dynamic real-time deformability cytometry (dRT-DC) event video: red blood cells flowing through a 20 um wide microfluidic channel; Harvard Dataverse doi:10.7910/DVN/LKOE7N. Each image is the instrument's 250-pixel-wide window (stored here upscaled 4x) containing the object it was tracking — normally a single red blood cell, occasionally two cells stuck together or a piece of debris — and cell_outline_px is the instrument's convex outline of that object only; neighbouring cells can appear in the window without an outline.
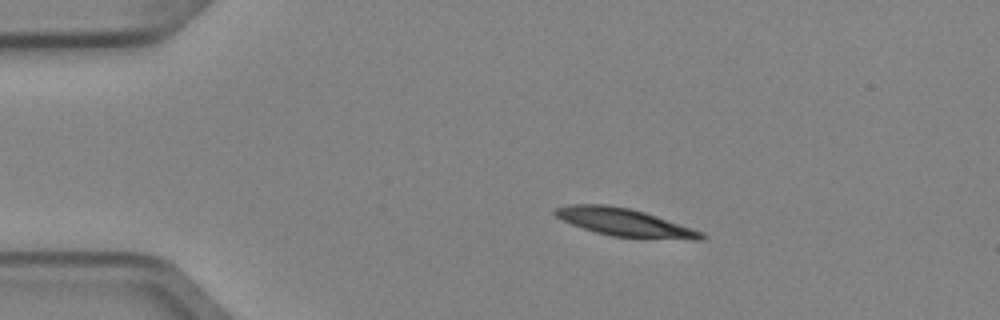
{"species": "Egyptian fruit bat (a non-hibernating species)", "species_latin": "Rousettus aegyptiacus", "temperature_condition": "cold", "stored_images_in_passage": 4, "camera_frame_rate_fps": 3000, "um_per_image_px": 0.085, "animal": {"sex": "female"}, "frame": {"image": 1, "passage_image": 2, "time_ms": 0.333, "image_size_px": [1000, 320], "cell_outline_px": [[708, 236], [704, 240], [692, 240], [612, 236], [596, 232], [572, 224], [556, 216], [552, 212], [556, 208], [572, 204], [604, 204], [632, 208], [704, 232]], "centroid_in_image_um": [53.15, 18.9], "position_along_channel_um": 31.9, "area_um2": 23.52}}
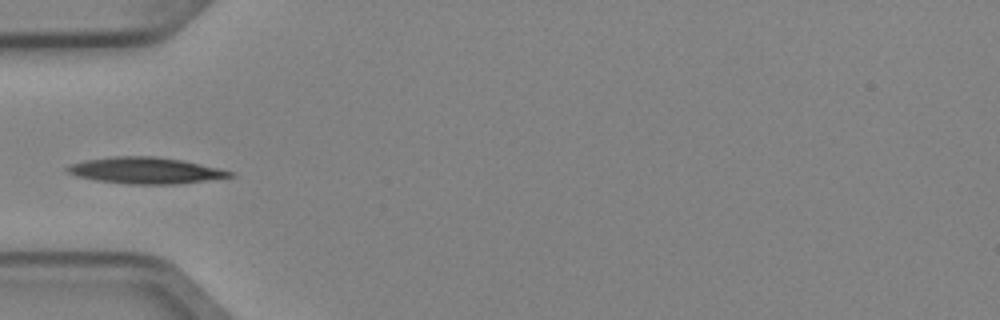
{"frame": {"image": 2, "passage_image": 4, "time_ms": 1.0, "image_size_px": [1000, 320], "cell_outline_px": [[236, 176], [176, 184], [128, 184], [92, 180], [76, 176], [68, 172], [64, 168], [72, 164], [84, 160], [112, 156], [156, 156], [184, 160], [220, 168], [232, 172]], "centroid_in_image_um": [12.35, 14.49], "position_along_channel_um": 72.6, "area_um2": 25.14}}